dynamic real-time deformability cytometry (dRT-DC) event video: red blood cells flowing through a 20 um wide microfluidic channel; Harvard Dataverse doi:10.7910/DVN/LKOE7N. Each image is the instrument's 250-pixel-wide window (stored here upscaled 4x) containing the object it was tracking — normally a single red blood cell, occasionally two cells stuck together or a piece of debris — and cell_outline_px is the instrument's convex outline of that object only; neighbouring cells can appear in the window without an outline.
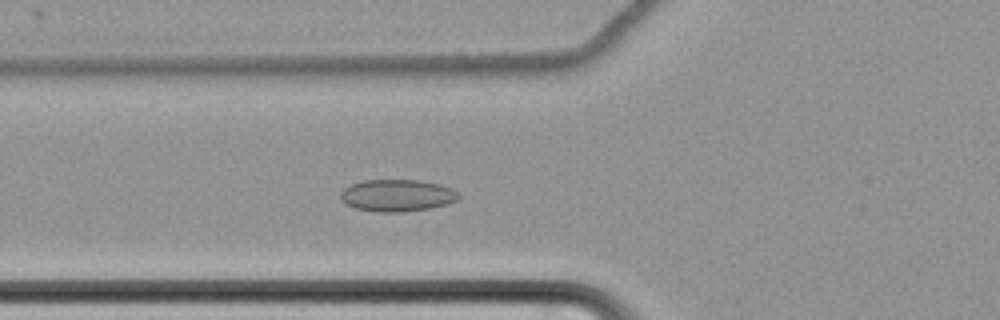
{"species": "common noctule bat (a hibernating species)", "species_latin": "Nyctalus noctula", "temperature_condition": "cold", "stored_images_in_passage": 66, "camera_frame_rate_fps": 3000, "um_per_image_px": 0.085, "animal": {"sex": "female", "body_mass_g": 22.7, "forearm_length_mm": 54.2}, "frame": {"image": 1, "passage_image": 29, "time_ms": 9.333, "image_size_px": [1000, 320], "cell_outline_px": [[460, 196], [456, 200], [448, 204], [428, 208], [400, 212], [380, 212], [356, 208], [340, 200], [340, 192], [344, 188], [352, 184], [364, 180], [420, 180], [440, 184], [452, 188]], "centroid_in_image_um": [33.75, 16.6], "position_along_channel_um": 92.0, "area_um2": 21.91}}
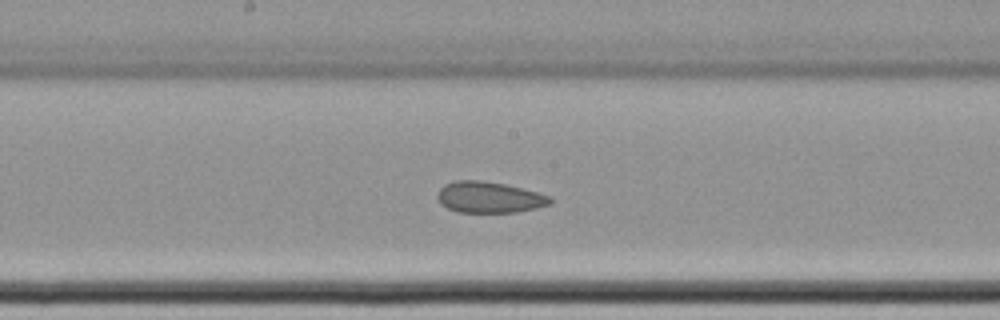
{"frame": {"image": 2, "passage_image": 39, "time_ms": 12.667, "image_size_px": [1000, 320], "cell_outline_px": [[552, 204], [536, 208], [516, 212], [460, 212], [448, 208], [440, 204], [436, 196], [440, 188], [444, 184], [456, 180], [484, 180], [504, 184], [536, 192], [548, 196], [552, 200]], "centroid_in_image_um": [41.55, 16.76], "position_along_channel_um": 206.7, "area_um2": 20.4}}
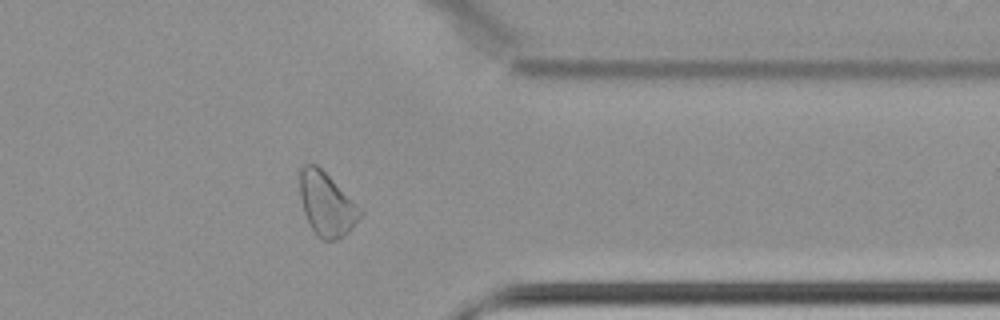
{"frame": {"image": 3, "passage_image": 55, "time_ms": 18.0, "image_size_px": [1000, 320], "cell_outline_px": [[364, 212], [348, 232], [344, 236], [336, 240], [320, 240], [316, 236], [304, 212], [300, 196], [300, 168], [304, 164], [316, 164], [364, 208]], "centroid_in_image_um": [27.8, 17.36], "position_along_channel_um": 383.6, "area_um2": 22.6}, "authors_computed_cell_mechanics": {"area_um2": 23.5824, "velocity_mm_per_s": 3.4407, "shape_relaxation_time_tau1_ms": null, "shape_relaxation_time_tau2_ms": 2.5163, "deformation_change_tau1": null, "deformation_change_tau2": 0.0802}}